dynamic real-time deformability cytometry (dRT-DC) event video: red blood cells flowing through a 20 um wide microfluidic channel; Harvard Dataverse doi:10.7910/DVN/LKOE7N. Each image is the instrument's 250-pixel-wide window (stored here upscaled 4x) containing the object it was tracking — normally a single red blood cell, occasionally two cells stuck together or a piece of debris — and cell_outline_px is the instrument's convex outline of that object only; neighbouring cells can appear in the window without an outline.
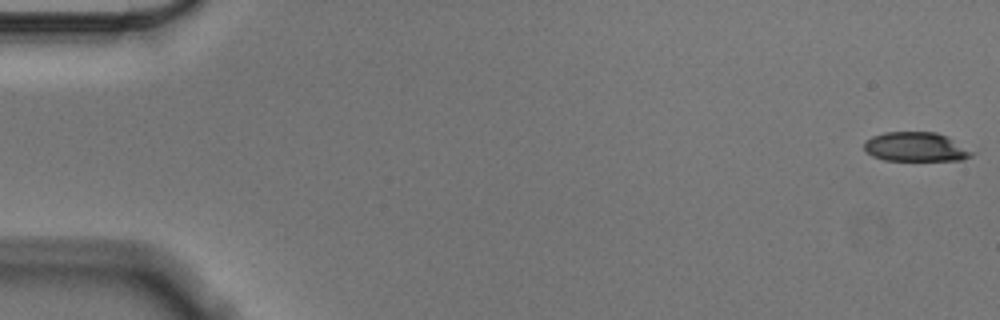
{"species": "Egyptian fruit bat (a non-hibernating species)", "species_latin": "Rousettus aegyptiacus", "temperature_condition": "cold", "stored_images_in_passage": 58, "camera_frame_rate_fps": 3000, "um_per_image_px": 0.085, "animal": {"sex": "male"}, "frame": {"image": 1, "passage_image": 1, "time_ms": 0.0, "image_size_px": [1000, 320], "cell_outline_px": [[976, 152], [972, 156], [964, 160], [884, 160], [872, 156], [864, 148], [864, 140], [872, 136], [884, 132], [936, 132], [948, 136]], "centroid_in_image_um": [77.88, 12.48], "position_along_channel_um": 7.1, "area_um2": 18.61}}
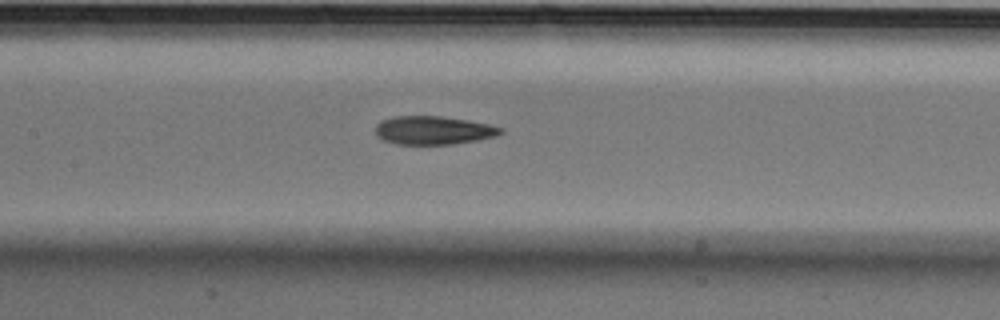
{"frame": {"image": 2, "passage_image": 27, "time_ms": 8.667, "image_size_px": [1000, 320], "cell_outline_px": [[504, 132], [496, 136], [476, 140], [452, 144], [396, 144], [384, 140], [376, 136], [376, 124], [380, 120], [392, 116], [440, 116], [468, 120], [488, 124], [504, 128]], "centroid_in_image_um": [36.82, 11.07], "position_along_channel_um": 170.6, "area_um2": 20.81}}
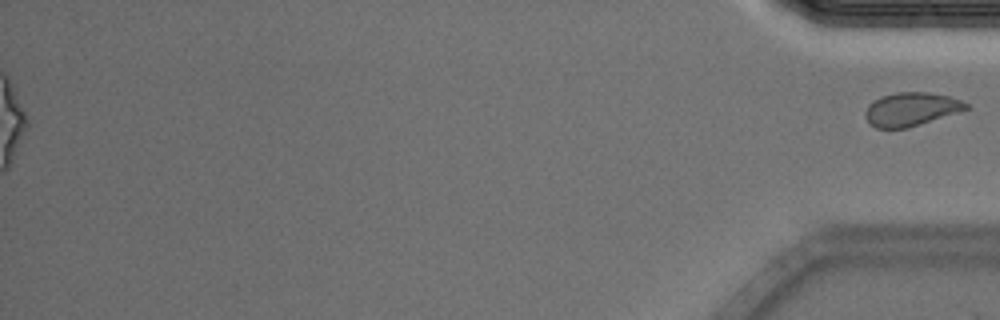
{"frame": {"image": 3, "passage_image": 58, "time_ms": 19.0, "image_size_px": [1000, 320], "cell_outline_px": [[972, 108], [964, 112], [908, 128], [876, 128], [868, 124], [864, 116], [864, 112], [868, 104], [880, 96], [896, 92], [928, 92], [948, 96], [960, 100], [968, 104]], "centroid_in_image_um": [77.47, 9.3], "position_along_channel_um": 357.7, "area_um2": 20.29}}